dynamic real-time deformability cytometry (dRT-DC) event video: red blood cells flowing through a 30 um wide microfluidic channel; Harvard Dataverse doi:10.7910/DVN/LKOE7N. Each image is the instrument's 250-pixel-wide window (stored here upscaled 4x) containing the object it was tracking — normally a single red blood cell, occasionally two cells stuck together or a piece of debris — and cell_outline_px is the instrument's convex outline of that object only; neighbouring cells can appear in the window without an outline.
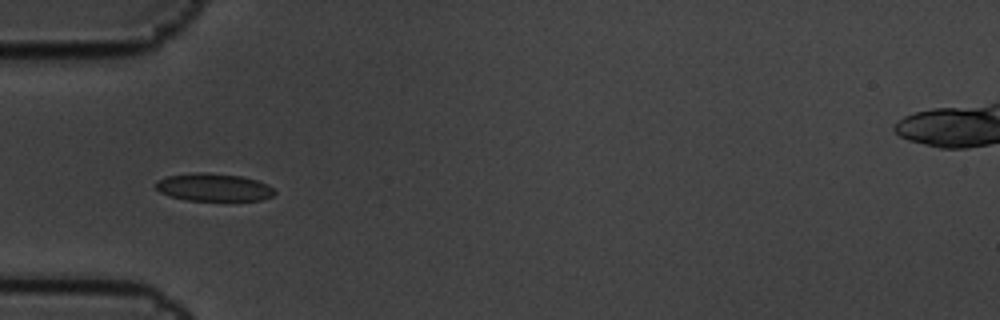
{"species": "common noctule bat (a hibernating species)", "species_latin": "Nyctalus noctula", "temperature_condition": "cold", "stored_images_in_passage": 5, "camera_frame_rate_fps": 3000, "um_per_image_px": 0.085, "animal": {"sex": "male", "body_mass_g": 19.5, "forearm_length_mm": 54.6}, "frame": {"image": 1, "passage_image": 4, "time_ms": 1.0, "image_size_px": [1000, 320], "cell_outline_px": [[276, 192], [272, 196], [260, 200], [184, 200], [160, 192], [156, 188], [156, 180], [168, 176], [196, 172], [208, 172], [240, 176], [256, 180], [268, 184]], "centroid_in_image_um": [18.15, 15.91], "position_along_channel_um": 66.8, "area_um2": 19.07}}
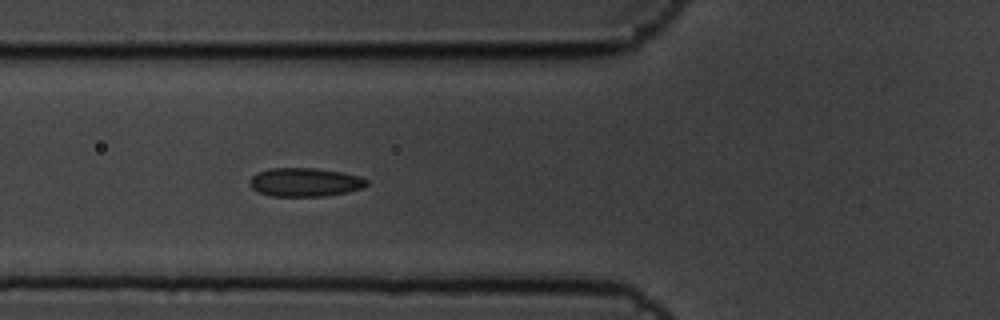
{"frame": {"image": 2, "passage_image": 5, "time_ms": 1.333, "image_size_px": [1000, 320], "cell_outline_px": [[368, 184], [364, 188], [348, 192], [324, 196], [272, 196], [260, 192], [252, 188], [248, 184], [248, 180], [252, 176], [260, 172], [272, 168], [316, 168], [340, 172], [360, 176], [368, 180]], "centroid_in_image_um": [25.94, 15.49], "position_along_channel_um": 99.9, "area_um2": 19.54}}